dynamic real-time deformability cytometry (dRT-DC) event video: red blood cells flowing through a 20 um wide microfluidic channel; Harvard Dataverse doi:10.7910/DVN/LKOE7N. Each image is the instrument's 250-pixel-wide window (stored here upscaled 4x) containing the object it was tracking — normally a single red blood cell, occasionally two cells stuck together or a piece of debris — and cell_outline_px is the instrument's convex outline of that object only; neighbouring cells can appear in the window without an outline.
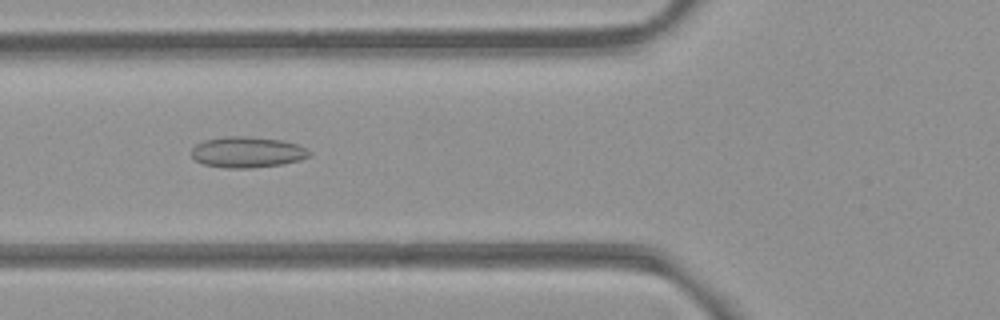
{"species": "common noctule bat (a hibernating species)", "species_latin": "Nyctalus noctula", "temperature_condition": "room temperature", "stored_images_in_passage": 3, "camera_frame_rate_fps": 3000, "um_per_image_px": 0.085, "animal": {"sex": "female", "body_mass_g": 21.9}, "frame": {"image": 1, "passage_image": 3, "time_ms": 0.667, "image_size_px": [1000, 320], "cell_outline_px": [[312, 156], [300, 160], [284, 164], [252, 168], [224, 168], [204, 164], [196, 160], [192, 156], [192, 148], [196, 144], [204, 140], [224, 136], [248, 136], [280, 140], [296, 144], [308, 148], [312, 152]], "centroid_in_image_um": [21.05, 12.93], "position_along_channel_um": 104.7, "area_um2": 21.44}}